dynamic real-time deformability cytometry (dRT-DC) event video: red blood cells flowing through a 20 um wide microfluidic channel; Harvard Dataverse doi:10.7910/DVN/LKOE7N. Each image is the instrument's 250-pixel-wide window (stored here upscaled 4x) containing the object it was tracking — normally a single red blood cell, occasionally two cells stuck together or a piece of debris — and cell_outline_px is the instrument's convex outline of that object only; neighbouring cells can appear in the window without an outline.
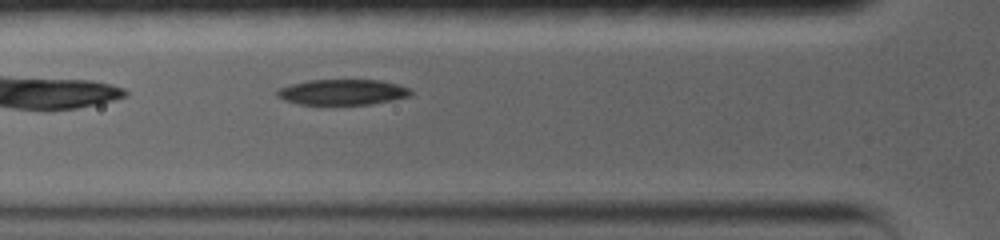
{"species": "common noctule bat (a hibernating species)", "species_latin": "Nyctalus noctula", "temperature_condition": "warm", "stored_images_in_passage": 41, "camera_frame_rate_fps": 5000, "um_per_image_px": 0.085, "animal": {"sex": "female", "body_mass_g": 19.0, "forearm_length_mm": 56.7}, "frame": {"image": 1, "passage_image": 10, "time_ms": 2.2, "image_size_px": [1000, 240], "cell_outline_px": [[412, 96], [372, 104], [300, 104], [284, 100], [276, 96], [276, 88], [308, 80], [380, 80], [396, 84], [408, 88], [412, 92]], "centroid_in_image_um": [29.09, 7.83], "position_along_channel_um": 96.7, "area_um2": 19.88}}
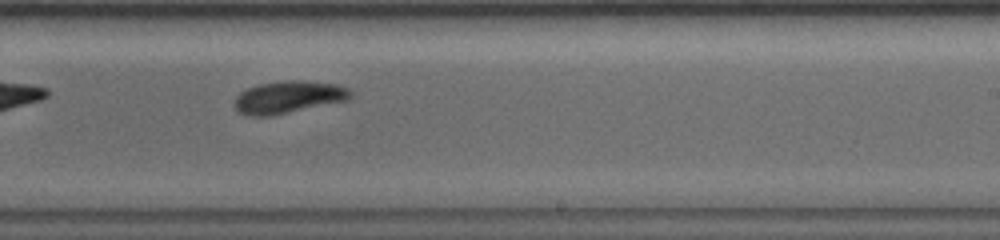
{"frame": {"image": 2, "passage_image": 28, "time_ms": 6.8, "image_size_px": [1000, 240], "cell_outline_px": [[352, 96], [348, 100], [272, 116], [248, 116], [236, 112], [232, 104], [236, 96], [240, 92], [248, 88], [260, 84], [284, 80], [304, 80], [336, 84], [348, 88], [352, 92]], "centroid_in_image_um": [24.48, 8.26], "position_along_channel_um": 264.5, "area_um2": 22.2}}
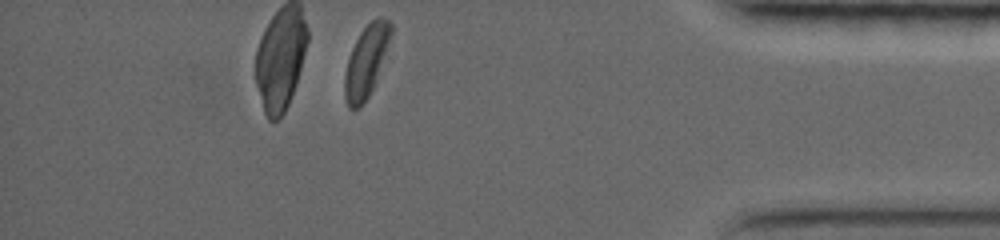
{"frame": {"image": 3, "passage_image": 41, "time_ms": 11.6, "image_size_px": [1000, 240], "cell_outline_px": [[392, 32], [372, 88], [368, 96], [360, 108], [348, 108], [344, 96], [344, 76], [348, 60], [352, 48], [360, 32], [372, 20], [380, 16], [388, 20], [392, 24]], "centroid_in_image_um": [31.1, 5.2], "position_along_channel_um": 404.1, "area_um2": 18.73}, "authors_computed_cell_mechanics": {"area_um2": 21.964, "velocity_mm_per_s": 3.6547, "shape_relaxation_time_tau1_ms": 5.8973, "shape_relaxation_time_tau2_ms": null, "deformation_change_tau1": 0.1429, "deformation_change_tau2": null}}